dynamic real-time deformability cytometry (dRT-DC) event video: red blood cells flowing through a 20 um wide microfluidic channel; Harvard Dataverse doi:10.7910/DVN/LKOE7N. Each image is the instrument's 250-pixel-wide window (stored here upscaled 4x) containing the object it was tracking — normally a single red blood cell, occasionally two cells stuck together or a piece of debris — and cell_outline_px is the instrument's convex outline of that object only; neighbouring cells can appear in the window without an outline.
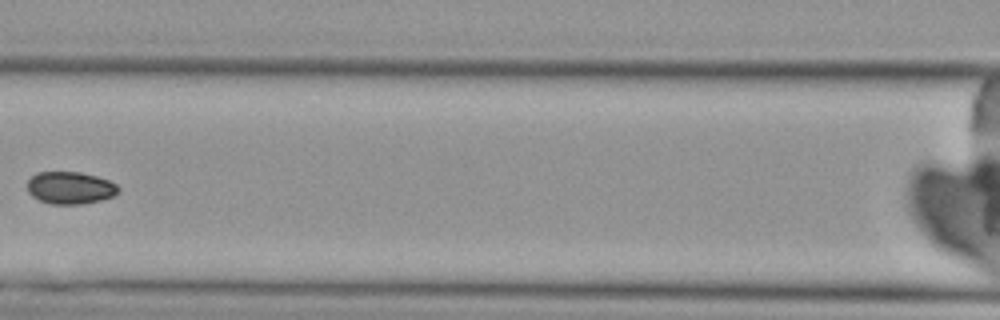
{"species": "Egyptian fruit bat (a non-hibernating species)", "species_latin": "Rousettus aegyptiacus", "temperature_condition": "cold", "stored_images_in_passage": 7, "camera_frame_rate_fps": 3000, "um_per_image_px": 0.085, "animal": {"sex": "female"}, "frame": {"image": 1, "passage_image": 7, "time_ms": 7.333, "image_size_px": [1000, 320], "cell_outline_px": [[120, 188], [112, 196], [100, 200], [80, 204], [48, 204], [32, 196], [28, 192], [28, 180], [36, 172], [80, 172], [96, 176], [108, 180], [116, 184]], "centroid_in_image_um": [5.94, 15.96], "position_along_channel_um": 160.7, "area_um2": 17.05}}